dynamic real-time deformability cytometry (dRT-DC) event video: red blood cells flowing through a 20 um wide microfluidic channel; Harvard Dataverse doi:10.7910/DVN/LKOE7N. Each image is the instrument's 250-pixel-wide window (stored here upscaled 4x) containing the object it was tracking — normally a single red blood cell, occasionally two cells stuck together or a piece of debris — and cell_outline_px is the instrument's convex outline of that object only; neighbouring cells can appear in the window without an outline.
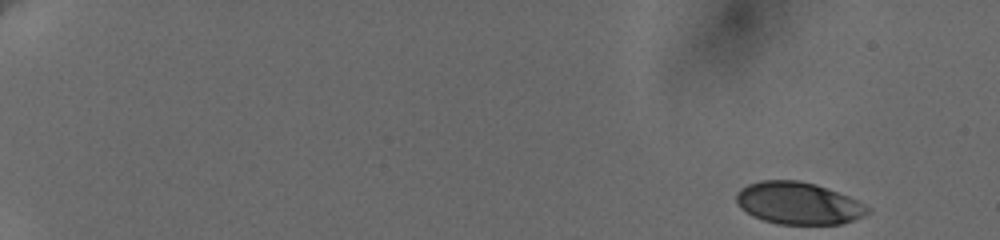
{"species": "human", "species_latin": "Homo sapiens", "temperature_condition": "cold", "stored_images_in_passage": 55, "camera_frame_rate_fps": 3000, "um_per_image_px": 0.085, "donor": {"sex": "female"}, "frame": {"image": 1, "passage_image": 1, "time_ms": 0.0, "image_size_px": [1000, 240], "cell_outline_px": [[872, 212], [864, 216], [840, 224], [780, 224], [764, 220], [752, 216], [740, 208], [736, 200], [736, 192], [740, 188], [748, 184], [760, 180], [800, 180], [816, 184], [848, 196], [872, 208]], "centroid_in_image_um": [67.86, 17.27], "position_along_channel_um": 17.1, "area_um2": 32.43}}
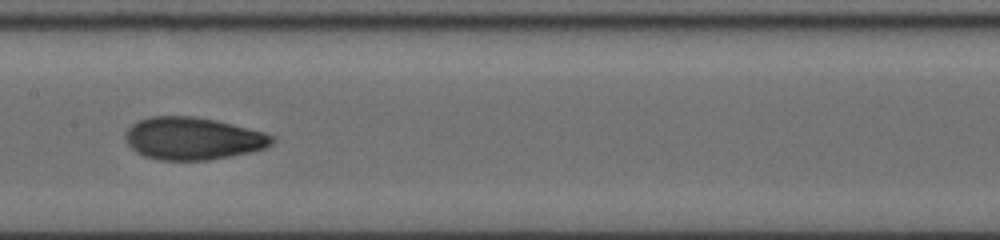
{"frame": {"image": 2, "passage_image": 30, "time_ms": 9.667, "image_size_px": [1000, 240], "cell_outline_px": [[276, 140], [272, 144], [264, 148], [248, 152], [208, 160], [160, 160], [144, 156], [136, 152], [128, 144], [124, 136], [128, 128], [132, 124], [148, 116], [196, 116], [216, 120], [264, 132], [276, 136]], "centroid_in_image_um": [16.39, 11.76], "position_along_channel_um": 191.0, "area_um2": 36.3}}
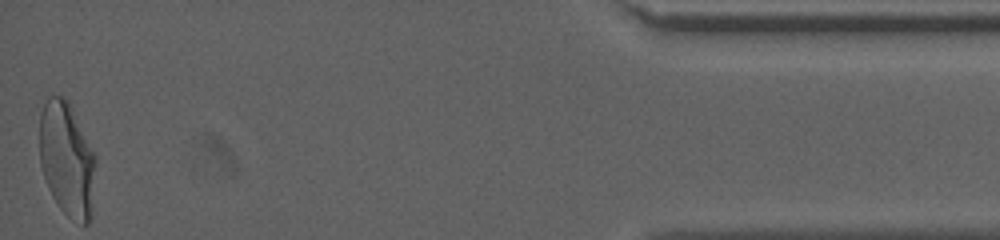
{"frame": {"image": 3, "passage_image": 55, "time_ms": 18.0, "image_size_px": [1000, 240], "cell_outline_px": [[96, 164], [92, 216], [88, 224], [84, 224], [68, 216], [60, 208], [52, 196], [48, 188], [40, 164], [40, 112], [48, 96], [64, 96], [68, 100], [96, 156]], "centroid_in_image_um": [5.7, 13.54], "position_along_channel_um": 429.5, "area_um2": 37.57}, "authors_computed_cell_mechanics": {"area_um2": 35.2002, "velocity_mm_per_s": 3.6526, "shape_relaxation_time_tau1_ms": 4.9668, "shape_relaxation_time_tau2_ms": 1.4104, "deformation_change_tau1": 0.1855, "deformation_change_tau2": 0.0627}}